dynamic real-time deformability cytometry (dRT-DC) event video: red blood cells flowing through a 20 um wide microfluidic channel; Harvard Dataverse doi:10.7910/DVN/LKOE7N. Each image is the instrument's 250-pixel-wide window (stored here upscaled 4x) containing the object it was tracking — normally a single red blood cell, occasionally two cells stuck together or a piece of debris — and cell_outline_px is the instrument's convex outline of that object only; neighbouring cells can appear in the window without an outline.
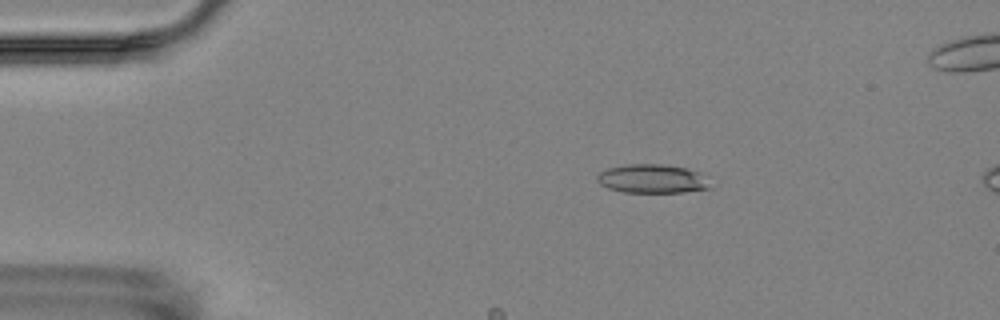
{"species": "Egyptian fruit bat (a non-hibernating species)", "species_latin": "Rousettus aegyptiacus", "temperature_condition": "room temperature", "stored_images_in_passage": 4, "camera_frame_rate_fps": 3000, "um_per_image_px": 0.085, "animal": {"sex": "female"}, "frame": {"image": 1, "passage_image": 2, "time_ms": 1.333, "image_size_px": [1000, 320], "cell_outline_px": [[712, 188], [684, 192], [624, 192], [608, 188], [600, 184], [596, 180], [596, 176], [600, 172], [608, 168], [628, 164], [660, 164], [684, 168], [700, 172], [708, 176]], "centroid_in_image_um": [55.48, 15.2], "position_along_channel_um": 29.5, "area_um2": 19.13}}
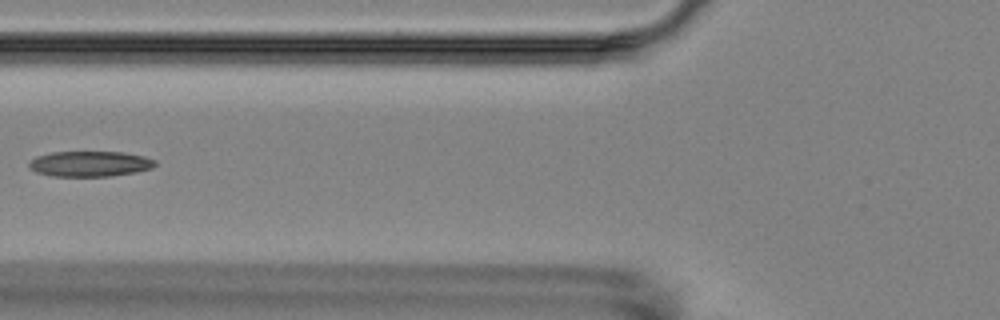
{"frame": {"image": 2, "passage_image": 4, "time_ms": 5.333, "image_size_px": [1000, 320], "cell_outline_px": [[156, 164], [152, 168], [136, 172], [108, 176], [52, 176], [36, 172], [28, 164], [28, 160], [36, 156], [52, 152], [124, 152], [144, 156], [156, 160]], "centroid_in_image_um": [7.64, 13.92], "position_along_channel_um": 118.2, "area_um2": 18.73}}